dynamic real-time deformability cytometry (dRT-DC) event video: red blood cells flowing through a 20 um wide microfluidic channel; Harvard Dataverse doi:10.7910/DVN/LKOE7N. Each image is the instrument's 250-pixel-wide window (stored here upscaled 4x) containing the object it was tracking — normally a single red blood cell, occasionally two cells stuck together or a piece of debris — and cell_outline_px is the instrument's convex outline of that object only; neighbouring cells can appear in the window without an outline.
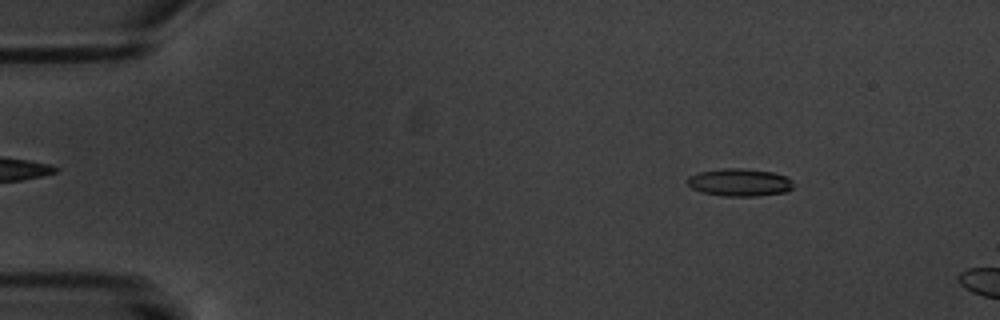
{"species": "common noctule bat (a hibernating species)", "species_latin": "Nyctalus noctula", "temperature_condition": "warm", "stored_images_in_passage": 4, "camera_frame_rate_fps": 3000, "um_per_image_px": 0.085, "animal": {"sex": "male", "body_mass_g": 20.1, "forearm_length_mm": 53.5}, "frame": {"image": 1, "passage_image": 2, "time_ms": 1.333, "image_size_px": [1000, 320], "cell_outline_px": [[792, 188], [788, 192], [756, 196], [724, 196], [704, 192], [692, 188], [688, 184], [688, 176], [700, 172], [724, 168], [740, 168], [772, 172], [784, 176], [792, 180]], "centroid_in_image_um": [62.88, 15.51], "position_along_channel_um": 22.1, "area_um2": 16.88}}